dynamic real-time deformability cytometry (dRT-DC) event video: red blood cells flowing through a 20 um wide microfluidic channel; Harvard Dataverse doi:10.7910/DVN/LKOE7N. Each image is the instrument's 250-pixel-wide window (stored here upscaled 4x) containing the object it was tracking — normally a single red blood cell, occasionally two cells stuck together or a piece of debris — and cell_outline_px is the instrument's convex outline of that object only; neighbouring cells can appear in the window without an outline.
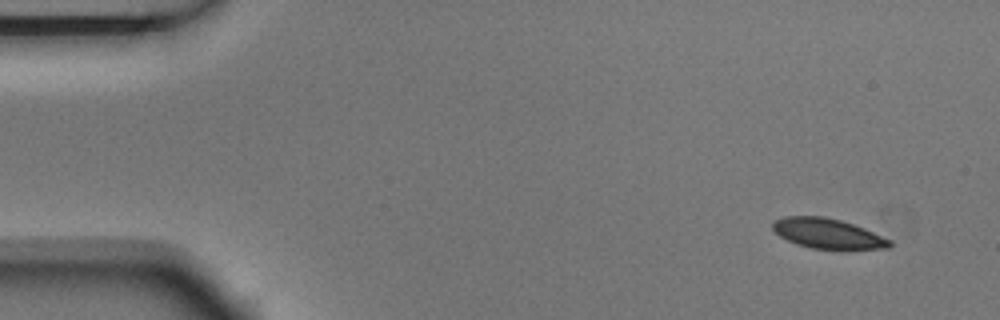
{"species": "Egyptian fruit bat (a non-hibernating species)", "species_latin": "Rousettus aegyptiacus", "temperature_condition": "room temperature", "stored_images_in_passage": 7, "camera_frame_rate_fps": 3000, "um_per_image_px": 0.085, "animal": {"sex": "male"}, "frame": {"image": 1, "passage_image": 1, "time_ms": 0.0, "image_size_px": [1000, 320], "cell_outline_px": [[892, 244], [888, 248], [848, 252], [812, 248], [796, 244], [780, 236], [772, 228], [772, 224], [776, 220], [784, 216], [824, 216], [840, 220], [864, 228], [892, 240]], "centroid_in_image_um": [70.43, 19.9], "position_along_channel_um": 14.6, "area_um2": 21.15}}
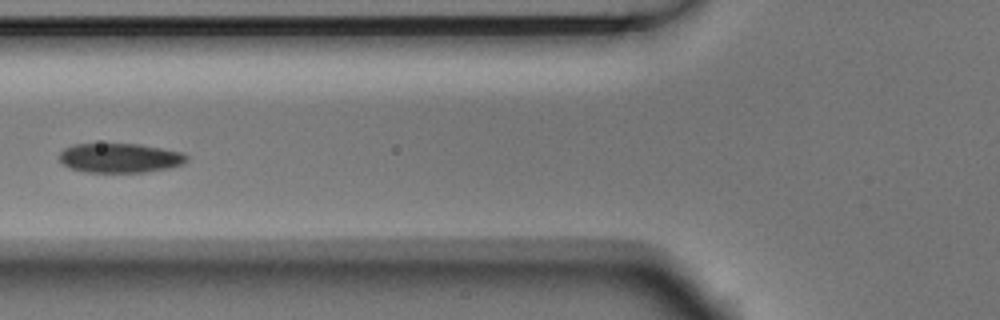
{"frame": {"image": 2, "passage_image": 6, "time_ms": 1.667, "image_size_px": [1000, 320], "cell_outline_px": [[188, 160], [184, 164], [168, 168], [144, 172], [84, 172], [68, 168], [60, 160], [60, 152], [64, 148], [76, 144], [140, 144], [184, 152], [188, 156]], "centroid_in_image_um": [10.22, 13.43], "position_along_channel_um": 115.6, "area_um2": 21.96}}
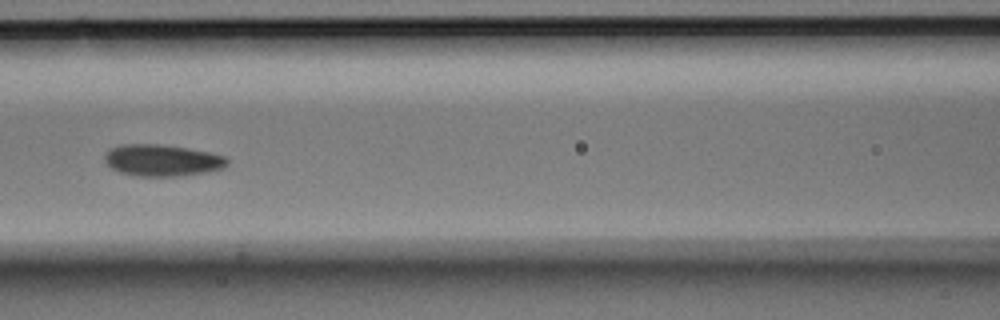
{"frame": {"image": 3, "passage_image": 7, "time_ms": 2.0, "image_size_px": [1000, 320], "cell_outline_px": [[228, 164], [224, 168], [204, 172], [176, 176], [136, 176], [120, 172], [112, 168], [104, 160], [104, 152], [108, 148], [120, 144], [160, 144], [188, 148], [212, 152], [228, 156]], "centroid_in_image_um": [13.78, 13.61], "position_along_channel_um": 152.8, "area_um2": 22.89}}